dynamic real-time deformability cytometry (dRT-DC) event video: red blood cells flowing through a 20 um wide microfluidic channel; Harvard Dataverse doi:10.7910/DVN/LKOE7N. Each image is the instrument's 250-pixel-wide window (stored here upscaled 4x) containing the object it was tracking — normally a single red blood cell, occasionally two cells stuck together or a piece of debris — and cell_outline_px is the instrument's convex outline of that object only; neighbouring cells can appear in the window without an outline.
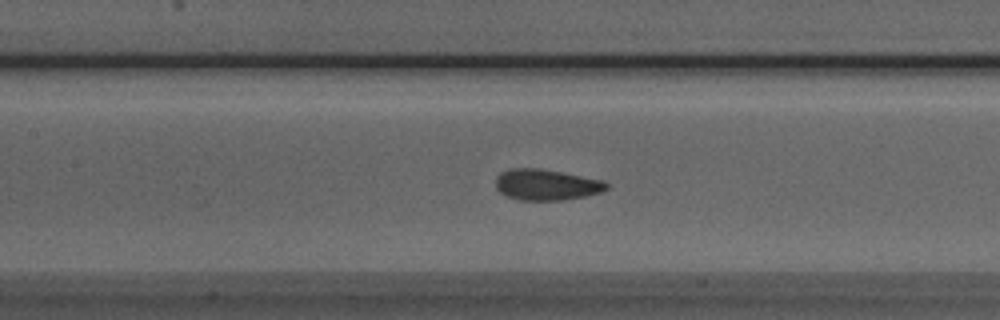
{"species": "Egyptian fruit bat (a non-hibernating species)", "species_latin": "Rousettus aegyptiacus", "temperature_condition": "room temperature", "stored_images_in_passage": 51, "camera_frame_rate_fps": 3000, "um_per_image_px": 0.085, "animal": {"sex": "male"}, "frame": {"image": 1, "passage_image": 23, "time_ms": 7.333, "image_size_px": [1000, 320], "cell_outline_px": [[608, 188], [600, 192], [584, 196], [564, 200], [520, 200], [508, 196], [500, 192], [496, 188], [496, 176], [500, 172], [508, 168], [540, 168], [600, 180], [608, 184]], "centroid_in_image_um": [46.38, 15.69], "position_along_channel_um": 161.0, "area_um2": 19.83}}
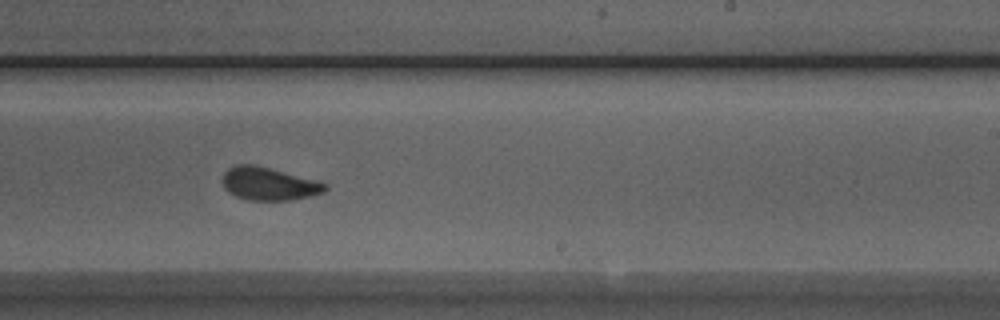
{"frame": {"image": 2, "passage_image": 31, "time_ms": 10.0, "image_size_px": [1000, 320], "cell_outline_px": [[328, 188], [324, 192], [312, 196], [292, 200], [248, 200], [236, 196], [228, 192], [224, 188], [220, 180], [224, 172], [228, 168], [236, 164], [256, 164], [316, 180], [328, 184]], "centroid_in_image_um": [22.83, 15.61], "position_along_channel_um": 266.2, "area_um2": 20.06}}
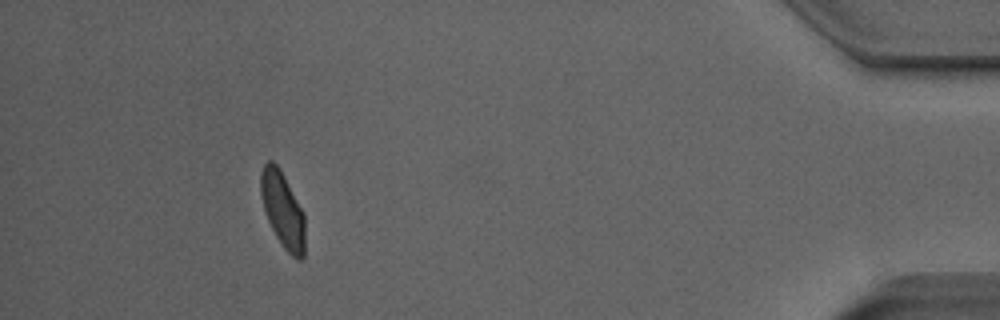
{"frame": {"image": 3, "passage_image": 47, "time_ms": 15.333, "image_size_px": [1000, 320], "cell_outline_px": [[304, 256], [300, 260], [296, 260], [280, 244], [268, 220], [264, 208], [260, 192], [260, 172], [264, 164], [268, 160], [272, 160], [280, 168], [304, 212]], "centroid_in_image_um": [24.03, 17.82], "position_along_channel_um": 411.2, "area_um2": 19.59}, "authors_computed_cell_mechanics": {"area_um2": 20.0566, "velocity_mm_per_s": 3.9557, "shape_relaxation_time_tau1_ms": 5.1002, "shape_relaxation_time_tau2_ms": 1.1576, "deformation_change_tau1": 0.1344, "deformation_change_tau2": 0.0375}}